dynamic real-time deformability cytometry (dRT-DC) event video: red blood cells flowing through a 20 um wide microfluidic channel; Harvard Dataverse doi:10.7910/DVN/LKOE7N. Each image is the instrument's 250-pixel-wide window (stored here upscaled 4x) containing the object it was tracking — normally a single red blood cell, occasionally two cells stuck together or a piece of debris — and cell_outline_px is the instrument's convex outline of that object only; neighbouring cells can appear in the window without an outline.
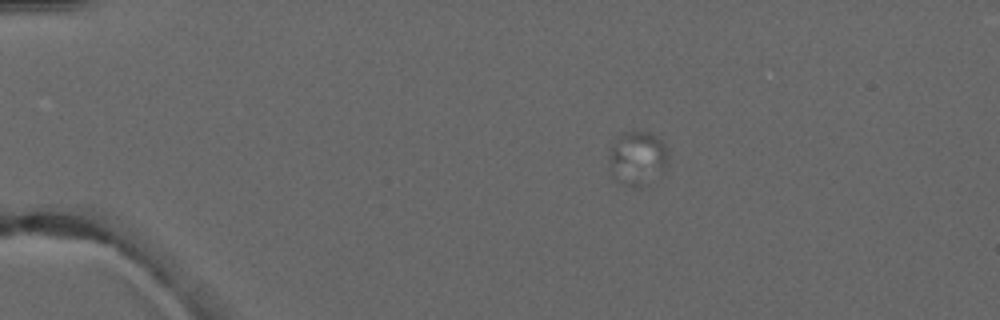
{"species": "common noctule bat (a hibernating species)", "species_latin": "Nyctalus noctula", "temperature_condition": "warm", "stored_images_in_passage": 7, "camera_frame_rate_fps": 3000, "um_per_image_px": 0.085, "animal": {"sex": "male", "forearm_length_mm": 52.5}, "frame": {"image": 1, "passage_image": 3, "time_ms": 2.333, "image_size_px": [1000, 320], "cell_outline_px": [[668, 156], [664, 168], [644, 184], [624, 184], [612, 180], [608, 168], [608, 148], [616, 136], [624, 132], [648, 132], [656, 136], [664, 144]], "centroid_in_image_um": [54.06, 13.4], "position_along_channel_um": 30.9, "area_um2": 18.5}}
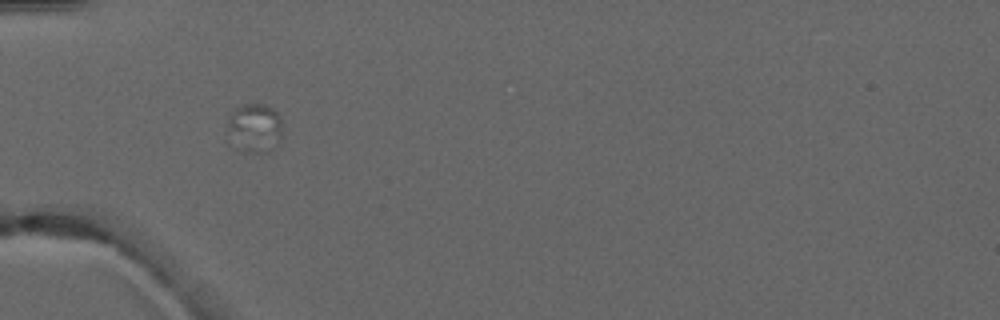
{"frame": {"image": 2, "passage_image": 5, "time_ms": 4.667, "image_size_px": [1000, 320], "cell_outline_px": [[280, 136], [276, 144], [268, 152], [244, 152], [228, 128], [228, 120], [236, 108], [240, 104], [264, 104], [272, 108], [276, 112], [280, 120]], "centroid_in_image_um": [21.68, 10.83], "position_along_channel_um": 63.3, "area_um2": 14.8}}